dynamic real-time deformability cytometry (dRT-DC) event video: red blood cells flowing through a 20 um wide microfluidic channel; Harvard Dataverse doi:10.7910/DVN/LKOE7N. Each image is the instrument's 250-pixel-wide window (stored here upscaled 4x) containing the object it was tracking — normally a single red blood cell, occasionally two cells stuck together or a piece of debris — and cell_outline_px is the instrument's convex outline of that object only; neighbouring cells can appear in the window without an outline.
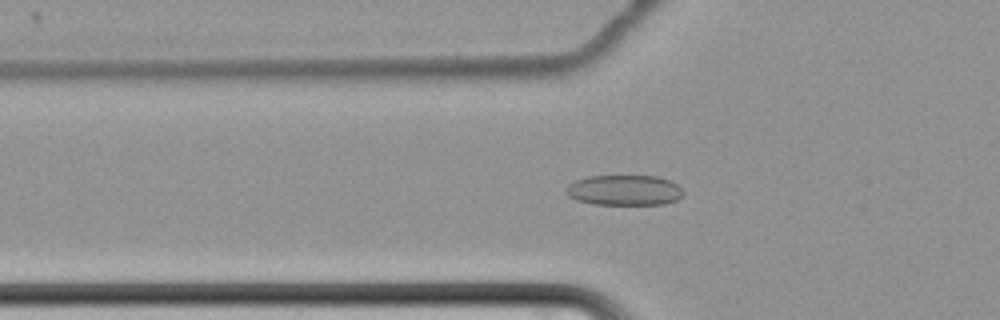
{"species": "common noctule bat (a hibernating species)", "species_latin": "Nyctalus noctula", "temperature_condition": "cold", "stored_images_in_passage": 66, "camera_frame_rate_fps": 3000, "um_per_image_px": 0.085, "animal": {"sex": "female", "body_mass_g": 22.7, "forearm_length_mm": 54.2}, "frame": {"image": 1, "passage_image": 27, "time_ms": 8.667, "image_size_px": [1000, 320], "cell_outline_px": [[684, 196], [676, 200], [664, 204], [592, 204], [576, 200], [568, 196], [568, 184], [576, 180], [588, 176], [656, 176], [668, 180], [676, 184], [684, 192]], "centroid_in_image_um": [53.08, 16.17], "position_along_channel_um": 72.7, "area_um2": 20.63}}
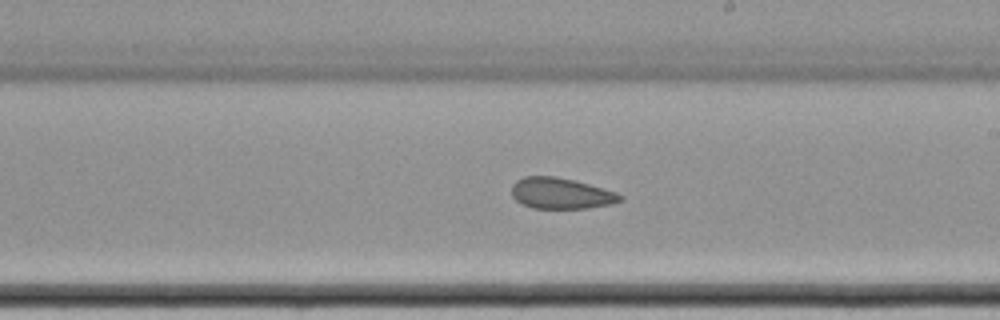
{"frame": {"image": 2, "passage_image": 42, "time_ms": 13.667, "image_size_px": [1000, 320], "cell_outline_px": [[624, 200], [612, 204], [584, 208], [532, 208], [516, 200], [512, 196], [512, 184], [516, 180], [524, 176], [556, 176], [588, 184], [616, 192], [624, 196]], "centroid_in_image_um": [47.68, 16.43], "position_along_channel_um": 241.3, "area_um2": 19.54}}
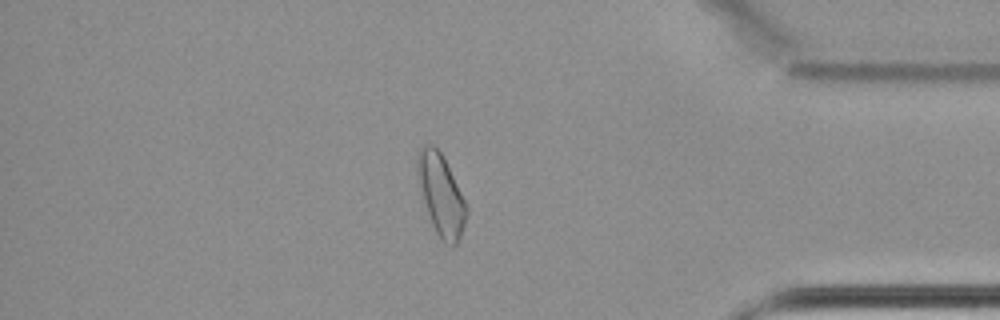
{"frame": {"image": 3, "passage_image": 58, "time_ms": 19.0, "image_size_px": [1000, 320], "cell_outline_px": [[468, 212], [460, 236], [456, 244], [452, 248], [448, 248], [440, 240], [428, 216], [420, 184], [416, 164], [416, 156], [420, 148], [428, 140], [440, 152], [468, 208]], "centroid_in_image_um": [37.48, 16.6], "position_along_channel_um": 397.7, "area_um2": 22.83}, "authors_computed_cell_mechanics": {"area_um2": 22.253, "velocity_mm_per_s": 3.4197, "shape_relaxation_time_tau1_ms": null, "shape_relaxation_time_tau2_ms": 2.9743, "deformation_change_tau1": null, "deformation_change_tau2": 0.0924}}